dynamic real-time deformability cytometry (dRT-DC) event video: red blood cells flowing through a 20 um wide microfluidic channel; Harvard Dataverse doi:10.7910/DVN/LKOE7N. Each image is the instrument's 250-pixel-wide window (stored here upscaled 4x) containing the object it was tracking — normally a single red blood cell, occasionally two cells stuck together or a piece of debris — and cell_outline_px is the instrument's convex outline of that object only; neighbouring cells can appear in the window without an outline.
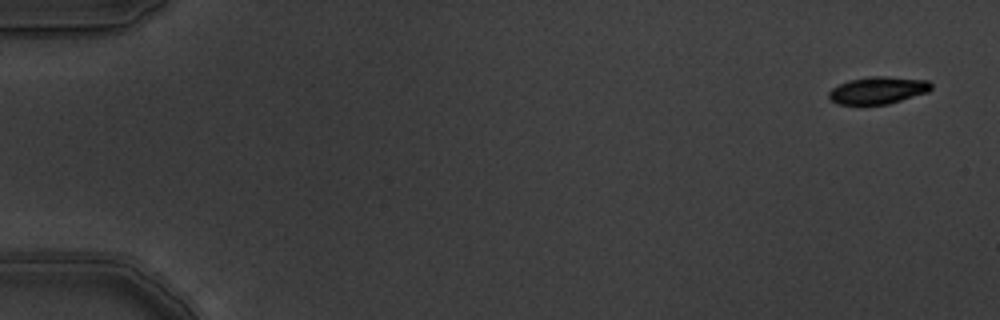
{"species": "common noctule bat (a hibernating species)", "species_latin": "Nyctalus noctula", "temperature_condition": "warm", "stored_images_in_passage": 6, "camera_frame_rate_fps": 3000, "um_per_image_px": 0.085, "animal": {"sex": "male", "body_mass_g": 19.5, "forearm_length_mm": 54.6}, "frame": {"image": 1, "passage_image": 1, "time_ms": 0.0, "image_size_px": [1000, 320], "cell_outline_px": [[932, 88], [928, 92], [888, 104], [836, 104], [828, 96], [828, 92], [832, 88], [848, 80], [868, 76], [884, 76], [928, 80], [932, 84]], "centroid_in_image_um": [74.63, 7.66], "position_along_channel_um": 10.4, "area_um2": 16.24}}
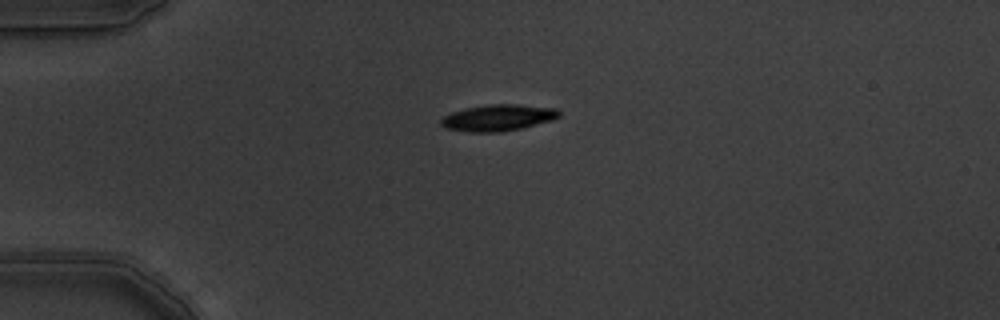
{"frame": {"image": 2, "passage_image": 4, "time_ms": 1.0, "image_size_px": [1000, 320], "cell_outline_px": [[560, 116], [552, 120], [520, 128], [500, 132], [468, 132], [444, 128], [440, 124], [440, 120], [444, 116], [452, 112], [464, 108], [488, 104], [520, 104], [556, 108], [560, 112]], "centroid_in_image_um": [42.31, 10.0], "position_along_channel_um": 42.7, "area_um2": 18.26}}
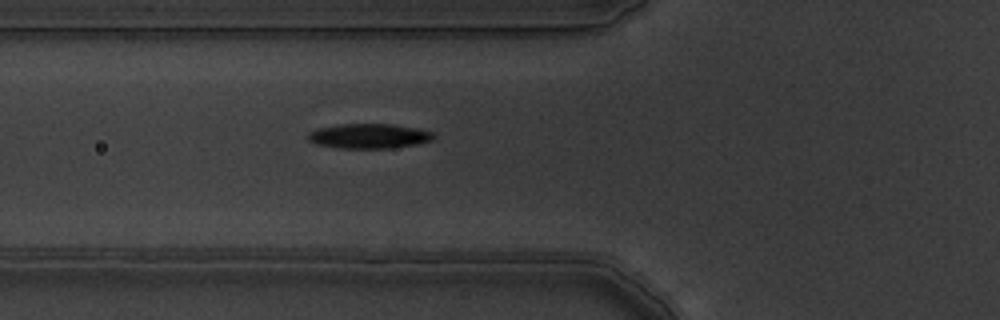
{"frame": {"image": 3, "passage_image": 6, "time_ms": 1.667, "image_size_px": [1000, 320], "cell_outline_px": [[436, 136], [432, 140], [416, 144], [392, 148], [340, 148], [316, 144], [308, 140], [308, 132], [320, 128], [340, 124], [392, 124], [416, 128], [432, 132]], "centroid_in_image_um": [31.37, 11.56], "position_along_channel_um": 94.4, "area_um2": 18.03}}